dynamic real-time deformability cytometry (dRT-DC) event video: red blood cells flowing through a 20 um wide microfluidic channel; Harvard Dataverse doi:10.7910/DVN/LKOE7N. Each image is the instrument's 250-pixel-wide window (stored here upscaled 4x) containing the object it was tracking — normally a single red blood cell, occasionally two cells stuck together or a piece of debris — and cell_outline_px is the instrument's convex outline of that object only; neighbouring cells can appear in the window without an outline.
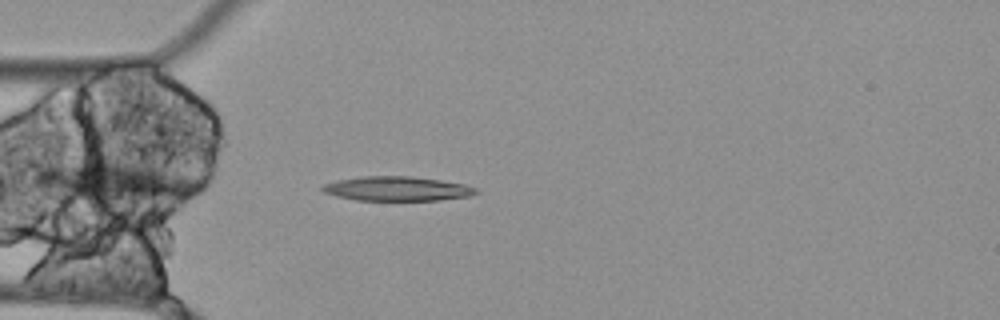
{"species": "Egyptian fruit bat (a non-hibernating species)", "species_latin": "Rousettus aegyptiacus", "temperature_condition": "cold", "stored_images_in_passage": 8, "camera_frame_rate_fps": 3000, "um_per_image_px": 0.085, "animal": {"sex": "female"}, "frame": {"image": 1, "passage_image": 1, "time_ms": 0.0, "image_size_px": [1000, 320], "cell_outline_px": [[480, 192], [472, 196], [440, 200], [356, 200], [336, 196], [324, 192], [320, 188], [324, 184], [336, 180], [364, 176], [412, 176], [440, 180], [464, 184], [476, 188]], "centroid_in_image_um": [33.77, 16.04], "position_along_channel_um": 51.2, "area_um2": 21.91}}
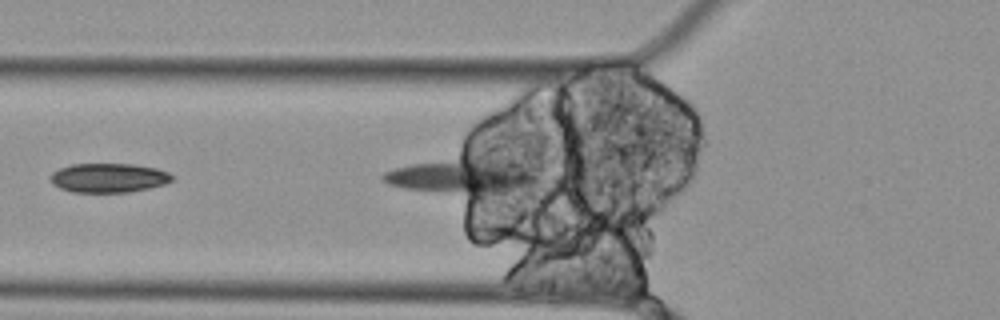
{"frame": {"image": 2, "passage_image": 4, "time_ms": 1.0, "image_size_px": [1000, 320], "cell_outline_px": [[172, 180], [164, 184], [148, 188], [128, 192], [72, 192], [60, 188], [52, 184], [48, 176], [52, 172], [60, 168], [72, 164], [132, 164], [156, 168], [168, 172], [172, 176]], "centroid_in_image_um": [9.18, 15.11], "position_along_channel_um": 116.6, "area_um2": 20.69}}